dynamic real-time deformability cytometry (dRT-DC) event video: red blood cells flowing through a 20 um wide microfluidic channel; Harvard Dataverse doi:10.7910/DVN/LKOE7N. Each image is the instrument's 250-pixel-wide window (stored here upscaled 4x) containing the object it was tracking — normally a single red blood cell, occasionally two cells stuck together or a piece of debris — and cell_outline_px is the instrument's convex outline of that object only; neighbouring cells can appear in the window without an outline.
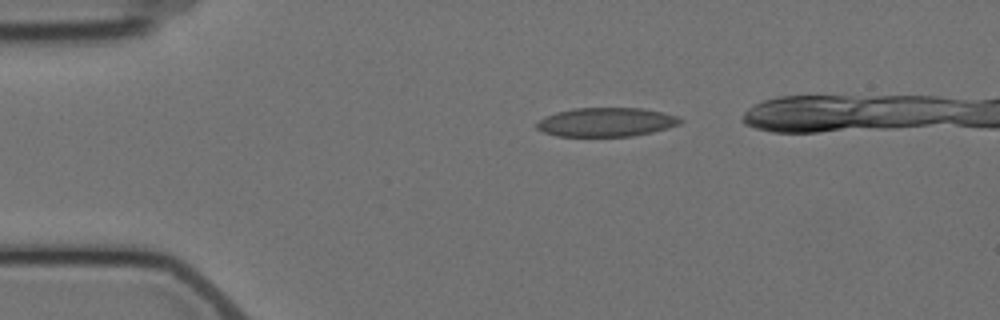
{"species": "Egyptian fruit bat (a non-hibernating species)", "species_latin": "Rousettus aegyptiacus", "temperature_condition": "cold", "stored_images_in_passage": 8, "camera_frame_rate_fps": 3000, "um_per_image_px": 0.085, "animal": {"sex": "female"}, "frame": {"image": 1, "passage_image": 2, "time_ms": 1.333, "image_size_px": [1000, 320], "cell_outline_px": [[684, 120], [680, 124], [668, 128], [652, 132], [632, 136], [556, 136], [544, 132], [536, 128], [536, 124], [544, 116], [556, 112], [576, 108], [644, 108], [664, 112], [676, 116]], "centroid_in_image_um": [51.55, 10.38], "position_along_channel_um": 33.5, "area_um2": 24.28}}
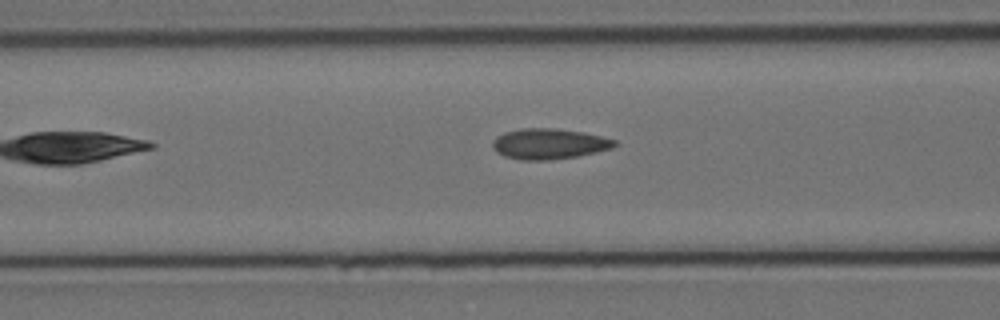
{"frame": {"image": 2, "passage_image": 8, "time_ms": 8.333, "image_size_px": [1000, 320], "cell_outline_px": [[620, 144], [612, 148], [596, 152], [576, 156], [548, 160], [520, 160], [504, 156], [496, 152], [492, 148], [492, 140], [496, 136], [504, 132], [520, 128], [556, 128], [584, 132], [616, 140]], "centroid_in_image_um": [46.65, 12.22], "position_along_channel_um": 120.0, "area_um2": 21.96}}